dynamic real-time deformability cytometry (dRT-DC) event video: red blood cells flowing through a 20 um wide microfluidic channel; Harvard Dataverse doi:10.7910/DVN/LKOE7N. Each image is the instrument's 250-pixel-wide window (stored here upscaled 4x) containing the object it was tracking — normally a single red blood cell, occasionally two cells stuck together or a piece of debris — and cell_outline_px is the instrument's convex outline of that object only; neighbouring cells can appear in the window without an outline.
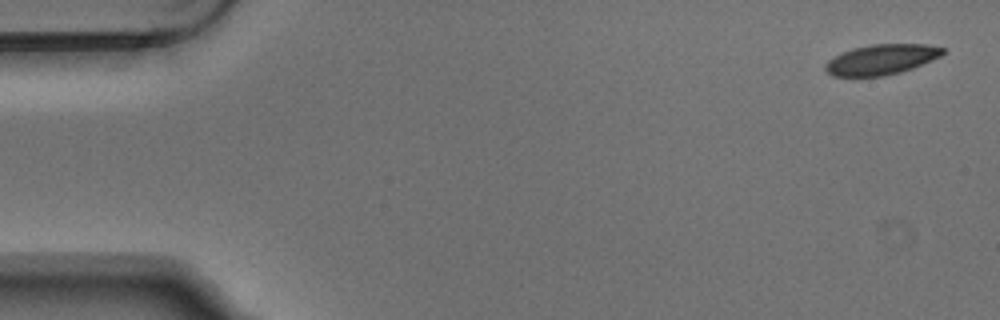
{"species": "Egyptian fruit bat (a non-hibernating species)", "species_latin": "Rousettus aegyptiacus", "temperature_condition": "warm", "stored_images_in_passage": 5, "segment_of_instrument_passage": [1, 2], "camera_frame_rate_fps": 3000, "um_per_image_px": 0.085, "animal": {"sex": "male"}, "frame": {"image": 1, "passage_image": 1, "time_ms": 0.0, "image_size_px": [1000, 320], "cell_outline_px": [[944, 52], [940, 56], [932, 60], [912, 68], [900, 72], [884, 76], [832, 76], [824, 68], [824, 64], [828, 60], [852, 48], [872, 44], [924, 44], [944, 48]], "centroid_in_image_um": [74.9, 5.06], "position_along_channel_um": 10.1, "area_um2": 20.52}}